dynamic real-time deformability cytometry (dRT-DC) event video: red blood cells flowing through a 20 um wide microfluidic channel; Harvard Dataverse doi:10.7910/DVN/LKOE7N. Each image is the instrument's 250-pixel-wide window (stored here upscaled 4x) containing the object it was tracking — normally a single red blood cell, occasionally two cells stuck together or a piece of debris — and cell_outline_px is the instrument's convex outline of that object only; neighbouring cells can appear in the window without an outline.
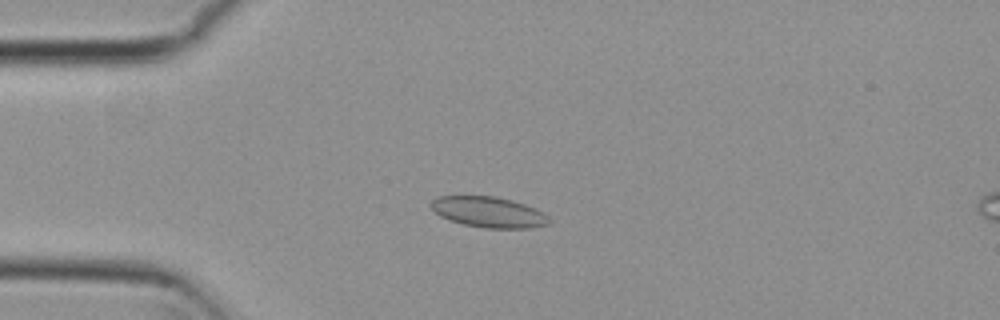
{"species": "common noctule bat (a hibernating species)", "species_latin": "Nyctalus noctula", "temperature_condition": "cold", "stored_images_in_passage": 4, "camera_frame_rate_fps": 3000, "um_per_image_px": 0.085, "animal": {"sex": "female", "body_mass_g": 29.2, "forearm_length_mm": 56.3}, "frame": {"image": 1, "passage_image": 4, "time_ms": 1.0, "image_size_px": [1000, 320], "cell_outline_px": [[552, 220], [548, 224], [528, 228], [484, 228], [464, 224], [448, 220], [440, 216], [432, 208], [432, 200], [436, 196], [496, 196], [512, 200], [536, 208], [544, 212]], "centroid_in_image_um": [41.56, 18.02], "position_along_channel_um": 43.4, "area_um2": 21.15}}